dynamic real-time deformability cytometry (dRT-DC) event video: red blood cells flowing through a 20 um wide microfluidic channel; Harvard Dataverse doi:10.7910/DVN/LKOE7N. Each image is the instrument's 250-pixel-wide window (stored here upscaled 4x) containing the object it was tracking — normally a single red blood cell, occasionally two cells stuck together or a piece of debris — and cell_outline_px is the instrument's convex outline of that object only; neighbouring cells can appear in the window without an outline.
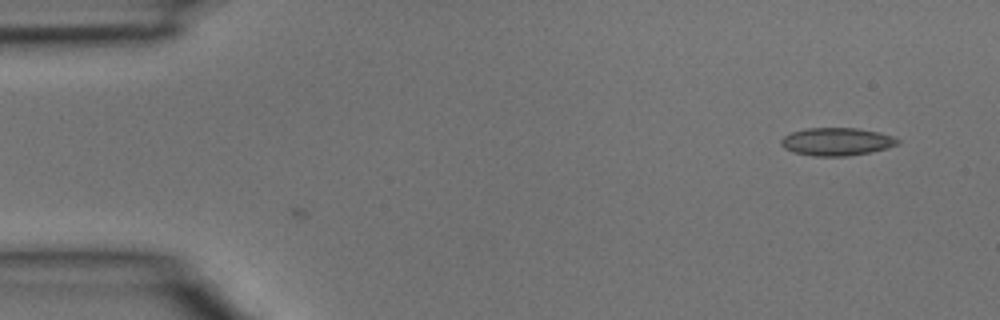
{"species": "common noctule bat (a hibernating species)", "species_latin": "Nyctalus noctula", "temperature_condition": "room temperature", "stored_images_in_passage": 4, "camera_frame_rate_fps": 3000, "um_per_image_px": 0.085, "animal": {"sex": "male", "body_mass_g": 15.6}, "frame": {"image": 1, "passage_image": 1, "time_ms": 0.0, "image_size_px": [1000, 320], "cell_outline_px": [[900, 144], [888, 148], [848, 156], [816, 156], [792, 152], [784, 148], [780, 144], [780, 140], [784, 136], [792, 132], [808, 128], [856, 128], [880, 132], [892, 136], [900, 140]], "centroid_in_image_um": [71.12, 12.04], "position_along_channel_um": 13.9, "area_um2": 18.96}}